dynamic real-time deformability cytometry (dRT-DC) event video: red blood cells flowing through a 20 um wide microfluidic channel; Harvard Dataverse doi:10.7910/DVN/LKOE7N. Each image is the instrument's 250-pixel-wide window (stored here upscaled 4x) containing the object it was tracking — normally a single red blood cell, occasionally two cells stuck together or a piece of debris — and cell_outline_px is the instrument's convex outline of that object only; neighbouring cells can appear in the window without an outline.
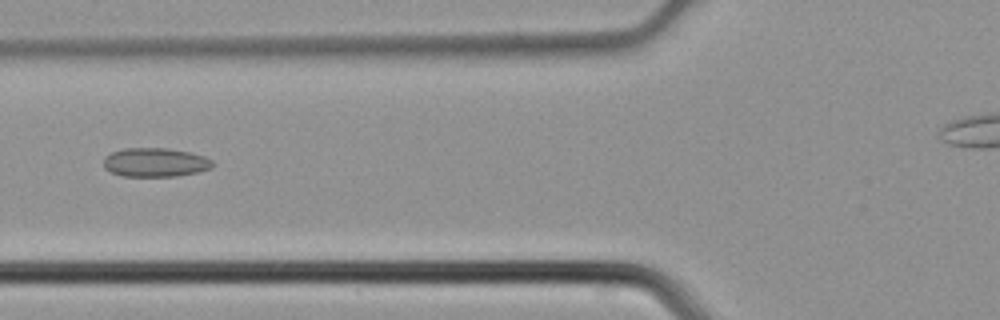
{"species": "common noctule bat (a hibernating species)", "species_latin": "Nyctalus noctula", "temperature_condition": "cold", "stored_images_in_passage": 35, "camera_frame_rate_fps": 3000, "um_per_image_px": 0.085, "animal": {"sex": "male", "body_mass_g": 21.5, "forearm_length_mm": 52.0}, "frame": {"image": 1, "passage_image": 12, "time_ms": 3.667, "image_size_px": [1000, 320], "cell_outline_px": [[212, 168], [196, 172], [176, 176], [124, 176], [112, 172], [104, 168], [104, 156], [112, 152], [124, 148], [168, 148], [192, 152], [204, 156], [212, 160]], "centroid_in_image_um": [13.19, 13.79], "position_along_channel_um": 112.6, "area_um2": 18.38}}
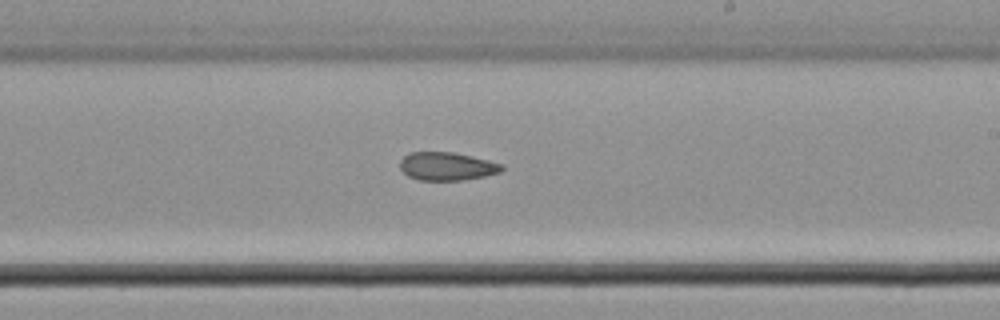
{"frame": {"image": 2, "passage_image": 21, "time_ms": 6.667, "image_size_px": [1000, 320], "cell_outline_px": [[504, 168], [500, 172], [484, 176], [464, 180], [420, 180], [408, 176], [400, 168], [400, 160], [408, 152], [456, 152], [504, 164]], "centroid_in_image_um": [37.99, 14.12], "position_along_channel_um": 251.0, "area_um2": 16.82}}
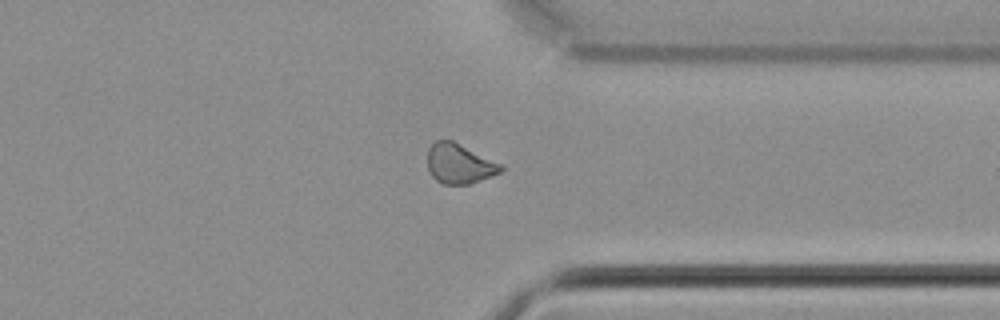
{"frame": {"image": 3, "passage_image": 29, "time_ms": 9.333, "image_size_px": [1000, 320], "cell_outline_px": [[504, 168], [500, 172], [492, 176], [468, 184], [444, 184], [436, 180], [432, 176], [428, 168], [428, 148], [436, 140], [452, 140], [504, 164]], "centroid_in_image_um": [39.07, 13.91], "position_along_channel_um": 372.3, "area_um2": 17.11}}